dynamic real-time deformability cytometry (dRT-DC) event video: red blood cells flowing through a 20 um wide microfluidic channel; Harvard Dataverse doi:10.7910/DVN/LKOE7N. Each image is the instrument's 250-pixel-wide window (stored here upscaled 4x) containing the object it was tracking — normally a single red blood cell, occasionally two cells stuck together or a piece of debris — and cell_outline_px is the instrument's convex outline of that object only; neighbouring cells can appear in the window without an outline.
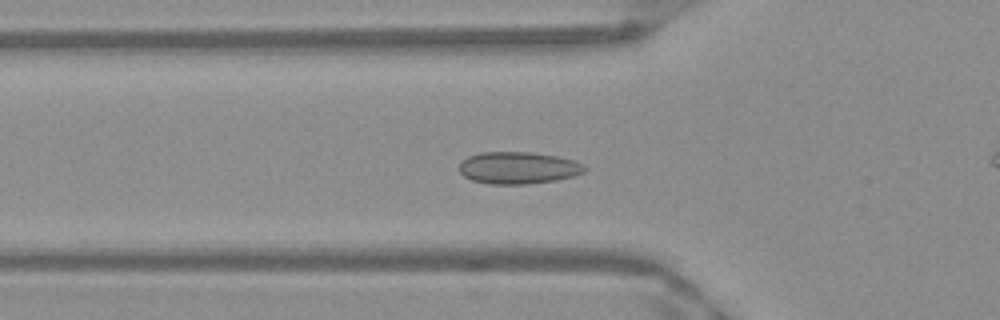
{"species": "Egyptian fruit bat (a non-hibernating species)", "species_latin": "Rousettus aegyptiacus", "temperature_condition": "warm", "stored_images_in_passage": 50, "camera_frame_rate_fps": 3000, "um_per_image_px": 0.085, "frame": {"image": 1, "passage_image": 16, "time_ms": 5.0, "image_size_px": [1000, 320], "cell_outline_px": [[588, 168], [584, 172], [572, 176], [556, 180], [524, 184], [488, 184], [472, 180], [464, 176], [460, 172], [460, 164], [468, 156], [480, 152], [532, 152], [556, 156], [572, 160], [584, 164]], "centroid_in_image_um": [44.05, 14.26], "position_along_channel_um": 81.7, "area_um2": 23.35}}
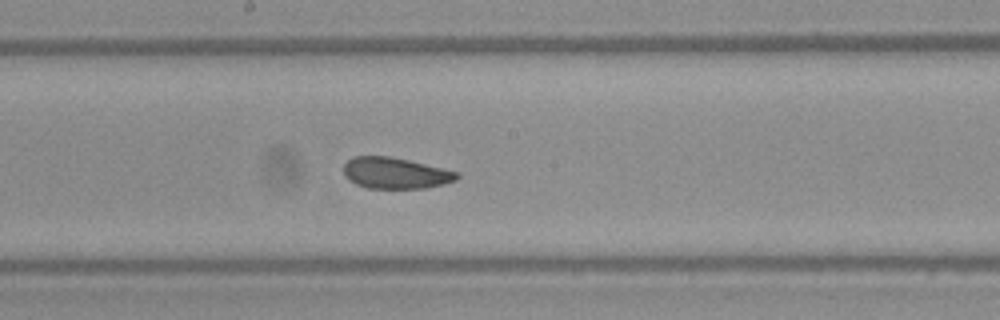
{"frame": {"image": 2, "passage_image": 26, "time_ms": 8.333, "image_size_px": [1000, 320], "cell_outline_px": [[460, 176], [456, 180], [444, 184], [424, 188], [368, 188], [356, 184], [348, 180], [344, 176], [344, 164], [352, 156], [388, 156], [408, 160], [460, 172]], "centroid_in_image_um": [33.6, 14.71], "position_along_channel_um": 214.6, "area_um2": 20.63}}
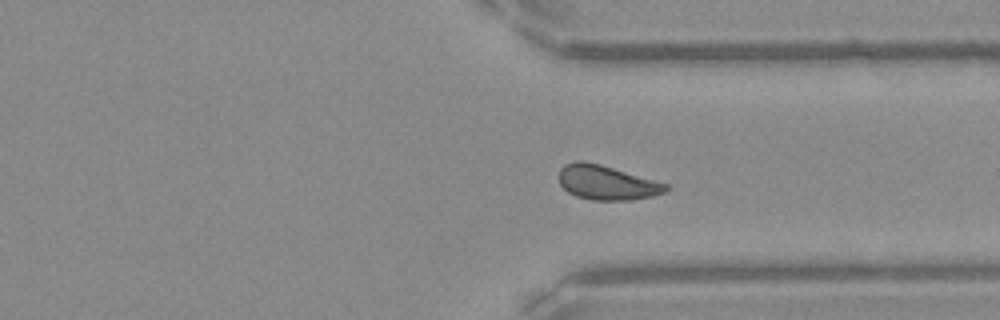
{"frame": {"image": 3, "passage_image": 37, "time_ms": 12.0, "image_size_px": [1000, 320], "cell_outline_px": [[668, 188], [664, 192], [652, 196], [628, 200], [592, 200], [576, 196], [568, 192], [560, 184], [560, 168], [564, 164], [576, 160], [584, 160], [600, 164], [668, 184]], "centroid_in_image_um": [51.54, 15.51], "position_along_channel_um": 359.9, "area_um2": 21.33}}